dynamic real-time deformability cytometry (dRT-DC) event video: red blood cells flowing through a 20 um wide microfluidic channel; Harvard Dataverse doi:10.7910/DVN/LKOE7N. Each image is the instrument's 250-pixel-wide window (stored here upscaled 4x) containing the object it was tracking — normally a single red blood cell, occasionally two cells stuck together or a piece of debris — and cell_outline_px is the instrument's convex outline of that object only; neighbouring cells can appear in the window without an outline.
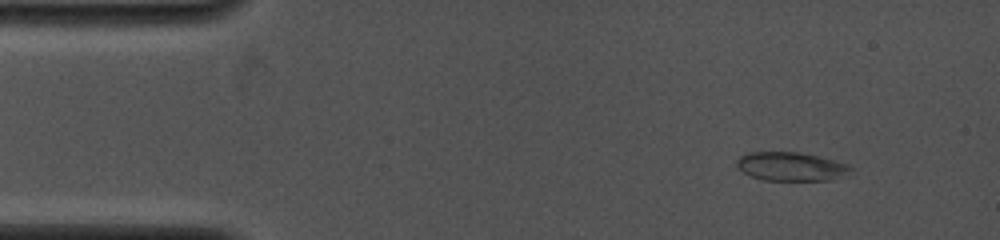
{"species": "common noctule bat (a hibernating species)", "species_latin": "Nyctalus noctula", "temperature_condition": "cold", "stored_images_in_passage": 35, "camera_frame_rate_fps": 4000, "um_per_image_px": 0.085, "animal": {"sex": "female", "body_mass_g": 19.0, "forearm_length_mm": 53.3}, "frame": {"image": 1, "passage_image": 1, "time_ms": 0.0, "image_size_px": [1000, 240], "cell_outline_px": [[852, 168], [832, 180], [764, 180], [748, 176], [736, 168], [736, 160], [744, 152], [800, 152], [848, 164]], "centroid_in_image_um": [67.1, 14.15], "position_along_channel_um": 17.9, "area_um2": 18.96}}
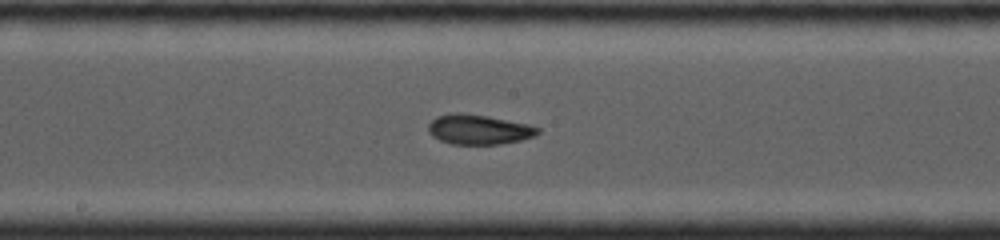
{"frame": {"image": 2, "passage_image": 21, "time_ms": 6.5, "image_size_px": [1000, 240], "cell_outline_px": [[540, 132], [536, 136], [520, 140], [500, 144], [452, 144], [440, 140], [432, 136], [428, 132], [428, 124], [436, 116], [452, 112], [460, 112], [488, 116], [528, 124], [540, 128]], "centroid_in_image_um": [40.68, 11.0], "position_along_channel_um": 207.5, "area_um2": 19.19}}
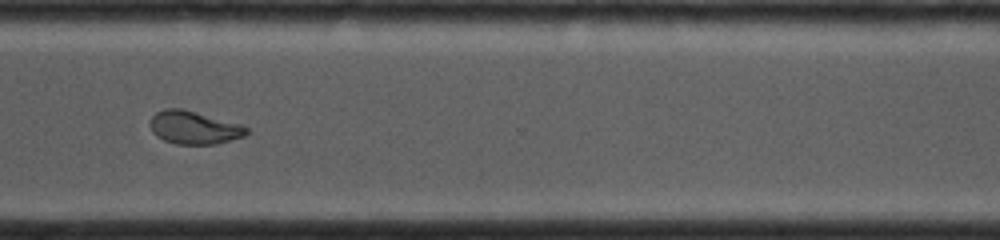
{"frame": {"image": 3, "passage_image": 34, "time_ms": 10.0, "image_size_px": [1000, 240], "cell_outline_px": [[248, 132], [244, 136], [216, 144], [176, 144], [164, 140], [156, 136], [152, 132], [148, 124], [148, 120], [156, 112], [164, 108], [184, 108], [244, 124], [248, 128]], "centroid_in_image_um": [16.48, 10.82], "position_along_channel_um": 354.1, "area_um2": 19.07}}